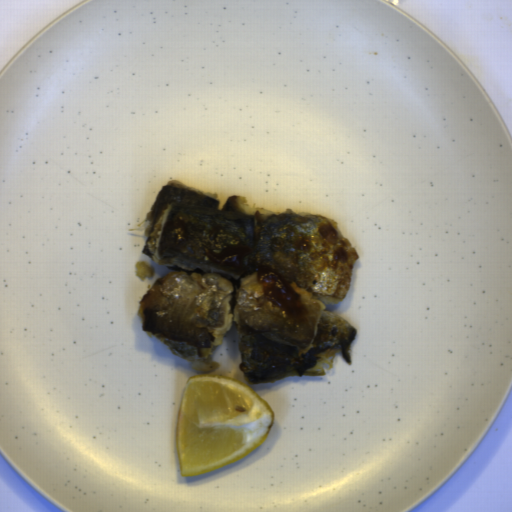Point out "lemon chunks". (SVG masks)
<instances>
[{
    "label": "lemon chunks",
    "mask_w": 512,
    "mask_h": 512,
    "mask_svg": "<svg viewBox=\"0 0 512 512\" xmlns=\"http://www.w3.org/2000/svg\"><path fill=\"white\" fill-rule=\"evenodd\" d=\"M276 414L252 387L214 372L191 375L180 395L175 443L180 476L202 475L261 447Z\"/></svg>",
    "instance_id": "lemon-chunks-1"
}]
</instances>
